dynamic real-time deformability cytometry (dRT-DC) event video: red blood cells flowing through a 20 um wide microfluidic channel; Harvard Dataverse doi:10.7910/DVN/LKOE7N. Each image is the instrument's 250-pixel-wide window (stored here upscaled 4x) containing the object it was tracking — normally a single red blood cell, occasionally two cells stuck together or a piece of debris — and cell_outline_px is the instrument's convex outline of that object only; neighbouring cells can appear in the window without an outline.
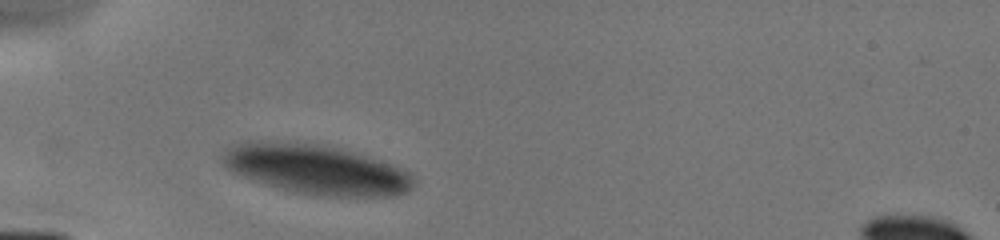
{"species": "human", "species_latin": "Homo sapiens", "temperature_condition": "cold", "stored_images_in_passage": 3, "camera_frame_rate_fps": 3000, "um_per_image_px": 0.085, "donor": {"sex": "male"}, "frame": {"image": 1, "passage_image": 1, "time_ms": 0.0, "image_size_px": [1000, 240], "cell_outline_px": [[416, 180], [408, 192], [392, 196], [316, 196], [292, 192], [276, 188], [232, 172], [224, 168], [220, 164], [228, 148], [248, 140], [268, 140], [320, 144], [340, 148], [356, 152], [392, 164], [408, 172]], "centroid_in_image_um": [26.86, 14.4], "position_along_channel_um": 58.1, "area_um2": 55.72}}